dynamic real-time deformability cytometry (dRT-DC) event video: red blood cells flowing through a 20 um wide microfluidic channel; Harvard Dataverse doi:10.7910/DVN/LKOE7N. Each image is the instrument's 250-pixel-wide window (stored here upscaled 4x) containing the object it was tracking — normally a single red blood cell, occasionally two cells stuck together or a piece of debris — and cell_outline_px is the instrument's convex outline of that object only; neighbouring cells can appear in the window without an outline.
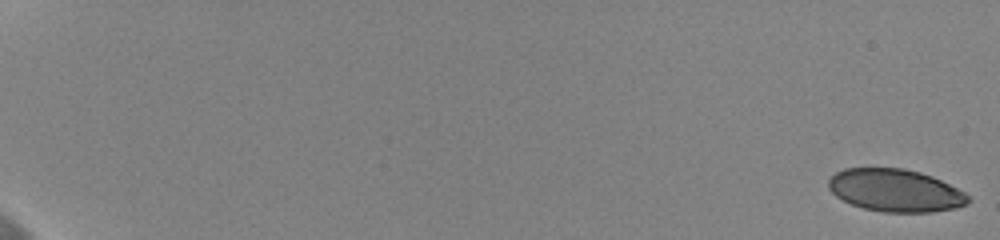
{"species": "human", "species_latin": "Homo sapiens", "temperature_condition": "cold", "stored_images_in_passage": 59, "camera_frame_rate_fps": 3000, "um_per_image_px": 0.085, "donor": {"sex": "female"}, "frame": {"image": 1, "passage_image": 1, "time_ms": 0.0, "image_size_px": [1000, 240], "cell_outline_px": [[972, 200], [956, 208], [932, 212], [884, 212], [864, 208], [852, 204], [836, 196], [828, 188], [828, 180], [836, 172], [844, 168], [904, 168], [920, 172], [932, 176], [964, 192]], "centroid_in_image_um": [76.09, 16.18], "position_along_channel_um": 8.9, "area_um2": 34.51}}
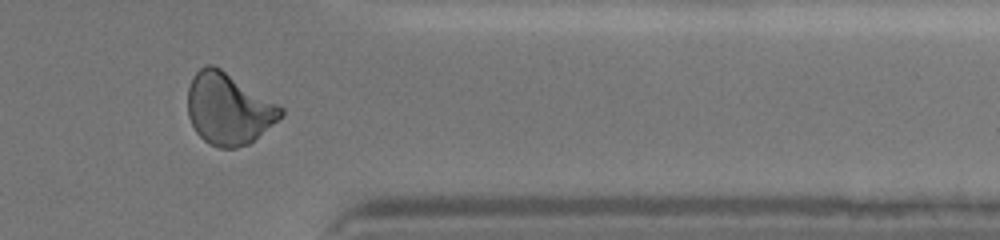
{"frame": {"image": 2, "passage_image": 51, "time_ms": 16.667, "image_size_px": [1000, 240], "cell_outline_px": [[284, 116], [248, 144], [236, 148], [220, 148], [208, 144], [196, 132], [188, 116], [188, 88], [192, 76], [200, 68], [208, 64], [212, 64], [220, 68], [284, 108]], "centroid_in_image_um": [19.41, 9.26], "position_along_channel_um": 392.0, "area_um2": 38.67}}
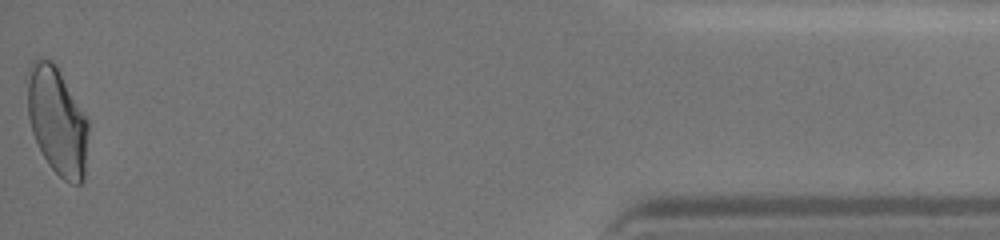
{"frame": {"image": 3, "passage_image": 59, "time_ms": 19.333, "image_size_px": [1000, 240], "cell_outline_px": [[88, 128], [84, 180], [80, 184], [72, 184], [64, 180], [48, 164], [32, 132], [28, 116], [28, 68], [32, 60], [40, 56], [52, 60], [56, 64], [88, 120]], "centroid_in_image_um": [4.86, 10.25], "position_along_channel_um": 430.3, "area_um2": 38.15}, "authors_computed_cell_mechanics": {"area_um2": 37.1654, "velocity_mm_per_s": 3.6512, "shape_relaxation_time_tau1_ms": 8.6655, "shape_relaxation_time_tau2_ms": 1.7345, "deformation_change_tau1": 0.1732, "deformation_change_tau2": 0.0695}}